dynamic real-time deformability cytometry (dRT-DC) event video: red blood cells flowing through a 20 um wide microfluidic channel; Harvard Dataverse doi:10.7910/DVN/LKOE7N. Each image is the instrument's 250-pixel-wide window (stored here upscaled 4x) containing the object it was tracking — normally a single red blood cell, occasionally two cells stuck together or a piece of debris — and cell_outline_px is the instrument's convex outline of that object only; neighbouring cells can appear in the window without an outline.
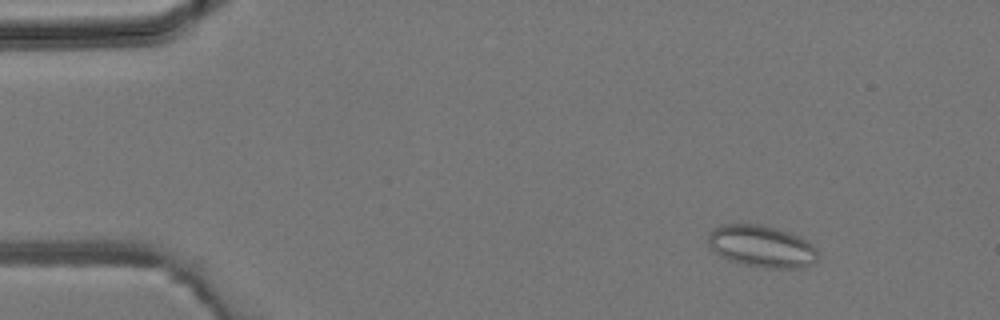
{"species": "common noctule bat (a hibernating species)", "species_latin": "Nyctalus noctula", "temperature_condition": "room temperature", "stored_images_in_passage": 40, "camera_frame_rate_fps": 3000, "um_per_image_px": 0.085, "animal": {"sex": "male", "body_mass_g": 19.2, "forearm_length_mm": 51.8}, "frame": {"image": 1, "passage_image": 3, "time_ms": 0.667, "image_size_px": [1000, 320], "cell_outline_px": [[816, 260], [812, 264], [800, 268], [764, 268], [744, 264], [728, 260], [720, 256], [712, 248], [708, 240], [708, 232], [720, 224], [760, 224], [792, 232], [808, 240], [816, 248]], "centroid_in_image_um": [64.75, 20.93], "position_along_channel_um": 20.3, "area_um2": 26.99}}
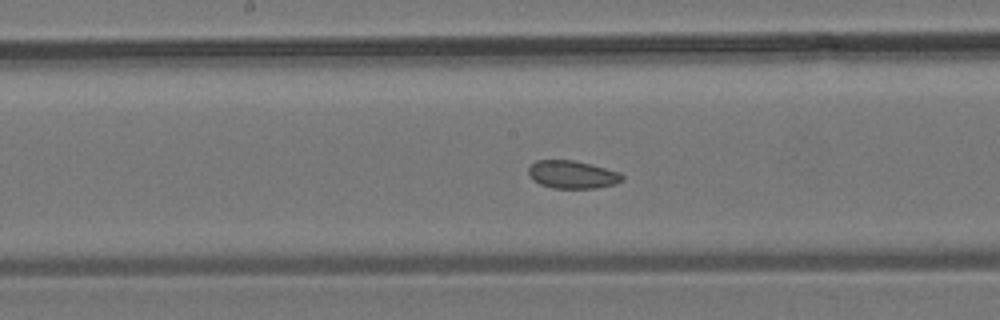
{"frame": {"image": 2, "passage_image": 21, "time_ms": 6.667, "image_size_px": [1000, 320], "cell_outline_px": [[624, 180], [616, 184], [596, 188], [552, 188], [540, 184], [532, 180], [528, 172], [528, 168], [536, 160], [572, 160], [620, 172], [624, 176]], "centroid_in_image_um": [48.65, 14.85], "position_along_channel_um": 199.6, "area_um2": 15.2}}
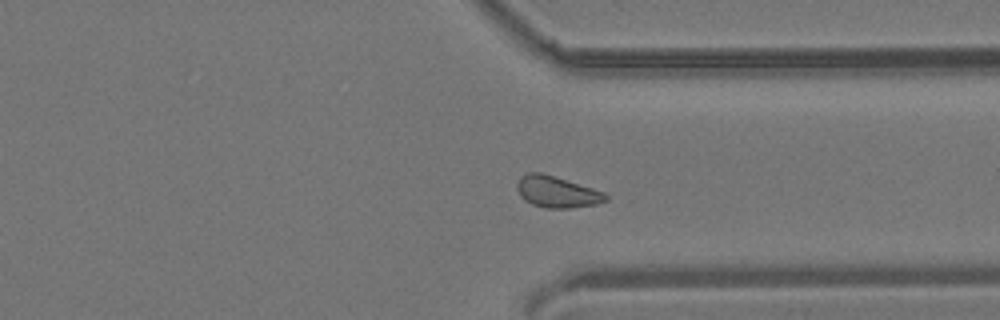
{"frame": {"image": 3, "passage_image": 32, "time_ms": 10.333, "image_size_px": [1000, 320], "cell_outline_px": [[608, 200], [596, 204], [568, 208], [548, 208], [532, 204], [524, 200], [520, 196], [516, 188], [516, 184], [520, 176], [528, 172], [540, 172], [592, 188], [604, 192], [608, 196]], "centroid_in_image_um": [47.3, 16.31], "position_along_channel_um": 364.1, "area_um2": 16.13}}